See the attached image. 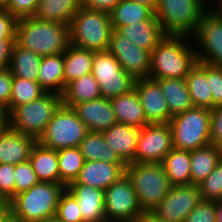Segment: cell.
Instances as JSON below:
<instances>
[{"mask_svg":"<svg viewBox=\"0 0 222 222\" xmlns=\"http://www.w3.org/2000/svg\"><path fill=\"white\" fill-rule=\"evenodd\" d=\"M15 43L41 57L62 54L70 45L69 25L41 21L33 16L20 18Z\"/></svg>","mask_w":222,"mask_h":222,"instance_id":"1","label":"cell"},{"mask_svg":"<svg viewBox=\"0 0 222 222\" xmlns=\"http://www.w3.org/2000/svg\"><path fill=\"white\" fill-rule=\"evenodd\" d=\"M189 36L165 35L150 52L149 78H185L196 65V50H192ZM187 39V41H185ZM192 48V49H191Z\"/></svg>","mask_w":222,"mask_h":222,"instance_id":"2","label":"cell"},{"mask_svg":"<svg viewBox=\"0 0 222 222\" xmlns=\"http://www.w3.org/2000/svg\"><path fill=\"white\" fill-rule=\"evenodd\" d=\"M206 2L209 0H158L154 15L165 35L192 37L209 10Z\"/></svg>","mask_w":222,"mask_h":222,"instance_id":"3","label":"cell"},{"mask_svg":"<svg viewBox=\"0 0 222 222\" xmlns=\"http://www.w3.org/2000/svg\"><path fill=\"white\" fill-rule=\"evenodd\" d=\"M113 26L110 13L81 7L69 25L70 44L87 50H108Z\"/></svg>","mask_w":222,"mask_h":222,"instance_id":"4","label":"cell"},{"mask_svg":"<svg viewBox=\"0 0 222 222\" xmlns=\"http://www.w3.org/2000/svg\"><path fill=\"white\" fill-rule=\"evenodd\" d=\"M63 184L38 182L11 199V210L24 222H42L54 218Z\"/></svg>","mask_w":222,"mask_h":222,"instance_id":"5","label":"cell"},{"mask_svg":"<svg viewBox=\"0 0 222 222\" xmlns=\"http://www.w3.org/2000/svg\"><path fill=\"white\" fill-rule=\"evenodd\" d=\"M125 174L133 185L143 212H151L172 187L161 163H129Z\"/></svg>","mask_w":222,"mask_h":222,"instance_id":"6","label":"cell"},{"mask_svg":"<svg viewBox=\"0 0 222 222\" xmlns=\"http://www.w3.org/2000/svg\"><path fill=\"white\" fill-rule=\"evenodd\" d=\"M61 105L62 95L46 92L38 99L14 108L8 114V127L38 140Z\"/></svg>","mask_w":222,"mask_h":222,"instance_id":"7","label":"cell"},{"mask_svg":"<svg viewBox=\"0 0 222 222\" xmlns=\"http://www.w3.org/2000/svg\"><path fill=\"white\" fill-rule=\"evenodd\" d=\"M173 147L193 151L211 144V110L193 107L170 119Z\"/></svg>","mask_w":222,"mask_h":222,"instance_id":"8","label":"cell"},{"mask_svg":"<svg viewBox=\"0 0 222 222\" xmlns=\"http://www.w3.org/2000/svg\"><path fill=\"white\" fill-rule=\"evenodd\" d=\"M88 132L87 126L76 112L61 105L37 141L54 150L78 147Z\"/></svg>","mask_w":222,"mask_h":222,"instance_id":"9","label":"cell"},{"mask_svg":"<svg viewBox=\"0 0 222 222\" xmlns=\"http://www.w3.org/2000/svg\"><path fill=\"white\" fill-rule=\"evenodd\" d=\"M212 4L213 7L203 15L192 36L197 41H192L200 46V49L196 48L197 61L222 67V5L215 2L214 7Z\"/></svg>","mask_w":222,"mask_h":222,"instance_id":"10","label":"cell"},{"mask_svg":"<svg viewBox=\"0 0 222 222\" xmlns=\"http://www.w3.org/2000/svg\"><path fill=\"white\" fill-rule=\"evenodd\" d=\"M92 75L98 82L102 98L111 99L134 89L135 81L108 51H94Z\"/></svg>","mask_w":222,"mask_h":222,"instance_id":"11","label":"cell"},{"mask_svg":"<svg viewBox=\"0 0 222 222\" xmlns=\"http://www.w3.org/2000/svg\"><path fill=\"white\" fill-rule=\"evenodd\" d=\"M104 192L106 221L134 222L143 213L133 185L126 174Z\"/></svg>","mask_w":222,"mask_h":222,"instance_id":"12","label":"cell"},{"mask_svg":"<svg viewBox=\"0 0 222 222\" xmlns=\"http://www.w3.org/2000/svg\"><path fill=\"white\" fill-rule=\"evenodd\" d=\"M173 148L169 123L148 124L140 128L134 163H161Z\"/></svg>","mask_w":222,"mask_h":222,"instance_id":"13","label":"cell"},{"mask_svg":"<svg viewBox=\"0 0 222 222\" xmlns=\"http://www.w3.org/2000/svg\"><path fill=\"white\" fill-rule=\"evenodd\" d=\"M201 200L198 185L172 186L151 212L165 222H184Z\"/></svg>","mask_w":222,"mask_h":222,"instance_id":"14","label":"cell"},{"mask_svg":"<svg viewBox=\"0 0 222 222\" xmlns=\"http://www.w3.org/2000/svg\"><path fill=\"white\" fill-rule=\"evenodd\" d=\"M108 51L134 79L149 77L150 52L133 44L115 29L111 34Z\"/></svg>","mask_w":222,"mask_h":222,"instance_id":"15","label":"cell"},{"mask_svg":"<svg viewBox=\"0 0 222 222\" xmlns=\"http://www.w3.org/2000/svg\"><path fill=\"white\" fill-rule=\"evenodd\" d=\"M149 124L169 123L170 113L159 83L152 78L137 79L135 86Z\"/></svg>","mask_w":222,"mask_h":222,"instance_id":"16","label":"cell"},{"mask_svg":"<svg viewBox=\"0 0 222 222\" xmlns=\"http://www.w3.org/2000/svg\"><path fill=\"white\" fill-rule=\"evenodd\" d=\"M125 168V163L85 161L76 180L69 184H84L105 191L125 175Z\"/></svg>","mask_w":222,"mask_h":222,"instance_id":"17","label":"cell"},{"mask_svg":"<svg viewBox=\"0 0 222 222\" xmlns=\"http://www.w3.org/2000/svg\"><path fill=\"white\" fill-rule=\"evenodd\" d=\"M72 109L90 132H103L117 123L111 100L100 98L75 104Z\"/></svg>","mask_w":222,"mask_h":222,"instance_id":"18","label":"cell"},{"mask_svg":"<svg viewBox=\"0 0 222 222\" xmlns=\"http://www.w3.org/2000/svg\"><path fill=\"white\" fill-rule=\"evenodd\" d=\"M65 188L76 198L83 222H106L104 190L84 184H68Z\"/></svg>","mask_w":222,"mask_h":222,"instance_id":"19","label":"cell"},{"mask_svg":"<svg viewBox=\"0 0 222 222\" xmlns=\"http://www.w3.org/2000/svg\"><path fill=\"white\" fill-rule=\"evenodd\" d=\"M36 142L34 137L7 127L0 132V164L17 165L28 161Z\"/></svg>","mask_w":222,"mask_h":222,"instance_id":"20","label":"cell"},{"mask_svg":"<svg viewBox=\"0 0 222 222\" xmlns=\"http://www.w3.org/2000/svg\"><path fill=\"white\" fill-rule=\"evenodd\" d=\"M139 133L140 128L118 122L102 132L109 147L126 165L134 163Z\"/></svg>","mask_w":222,"mask_h":222,"instance_id":"21","label":"cell"},{"mask_svg":"<svg viewBox=\"0 0 222 222\" xmlns=\"http://www.w3.org/2000/svg\"><path fill=\"white\" fill-rule=\"evenodd\" d=\"M117 31L133 44L149 52H151L165 36L157 20L138 21L131 25L120 26Z\"/></svg>","mask_w":222,"mask_h":222,"instance_id":"22","label":"cell"},{"mask_svg":"<svg viewBox=\"0 0 222 222\" xmlns=\"http://www.w3.org/2000/svg\"><path fill=\"white\" fill-rule=\"evenodd\" d=\"M110 100L118 123L138 128L149 124L135 88Z\"/></svg>","mask_w":222,"mask_h":222,"instance_id":"23","label":"cell"},{"mask_svg":"<svg viewBox=\"0 0 222 222\" xmlns=\"http://www.w3.org/2000/svg\"><path fill=\"white\" fill-rule=\"evenodd\" d=\"M29 161L39 182L60 184L57 150L37 141L32 147Z\"/></svg>","mask_w":222,"mask_h":222,"instance_id":"24","label":"cell"},{"mask_svg":"<svg viewBox=\"0 0 222 222\" xmlns=\"http://www.w3.org/2000/svg\"><path fill=\"white\" fill-rule=\"evenodd\" d=\"M155 80L159 83L163 91L170 113V119L194 107L185 78H164Z\"/></svg>","mask_w":222,"mask_h":222,"instance_id":"25","label":"cell"},{"mask_svg":"<svg viewBox=\"0 0 222 222\" xmlns=\"http://www.w3.org/2000/svg\"><path fill=\"white\" fill-rule=\"evenodd\" d=\"M81 8V0H39L35 19L70 25L73 16Z\"/></svg>","mask_w":222,"mask_h":222,"instance_id":"26","label":"cell"},{"mask_svg":"<svg viewBox=\"0 0 222 222\" xmlns=\"http://www.w3.org/2000/svg\"><path fill=\"white\" fill-rule=\"evenodd\" d=\"M38 82L46 92L63 94L65 90L63 53L42 57Z\"/></svg>","mask_w":222,"mask_h":222,"instance_id":"27","label":"cell"},{"mask_svg":"<svg viewBox=\"0 0 222 222\" xmlns=\"http://www.w3.org/2000/svg\"><path fill=\"white\" fill-rule=\"evenodd\" d=\"M194 107L213 109V97L207 80V64L197 61L185 77Z\"/></svg>","mask_w":222,"mask_h":222,"instance_id":"28","label":"cell"},{"mask_svg":"<svg viewBox=\"0 0 222 222\" xmlns=\"http://www.w3.org/2000/svg\"><path fill=\"white\" fill-rule=\"evenodd\" d=\"M101 97L99 84L92 73H89L66 85L62 94V105L72 108L77 103L97 100Z\"/></svg>","mask_w":222,"mask_h":222,"instance_id":"29","label":"cell"},{"mask_svg":"<svg viewBox=\"0 0 222 222\" xmlns=\"http://www.w3.org/2000/svg\"><path fill=\"white\" fill-rule=\"evenodd\" d=\"M221 160L222 151L213 144L190 151L191 184H200Z\"/></svg>","mask_w":222,"mask_h":222,"instance_id":"30","label":"cell"},{"mask_svg":"<svg viewBox=\"0 0 222 222\" xmlns=\"http://www.w3.org/2000/svg\"><path fill=\"white\" fill-rule=\"evenodd\" d=\"M42 57L14 43L11 51L9 70L12 77L38 82Z\"/></svg>","mask_w":222,"mask_h":222,"instance_id":"31","label":"cell"},{"mask_svg":"<svg viewBox=\"0 0 222 222\" xmlns=\"http://www.w3.org/2000/svg\"><path fill=\"white\" fill-rule=\"evenodd\" d=\"M65 87L71 81L92 73L94 51L69 45L63 53Z\"/></svg>","mask_w":222,"mask_h":222,"instance_id":"32","label":"cell"},{"mask_svg":"<svg viewBox=\"0 0 222 222\" xmlns=\"http://www.w3.org/2000/svg\"><path fill=\"white\" fill-rule=\"evenodd\" d=\"M161 165L172 186L191 185L190 151L173 148Z\"/></svg>","mask_w":222,"mask_h":222,"instance_id":"33","label":"cell"},{"mask_svg":"<svg viewBox=\"0 0 222 222\" xmlns=\"http://www.w3.org/2000/svg\"><path fill=\"white\" fill-rule=\"evenodd\" d=\"M113 29L120 26L131 25L138 21L157 20L154 12L147 6L132 0H121L110 12Z\"/></svg>","mask_w":222,"mask_h":222,"instance_id":"34","label":"cell"},{"mask_svg":"<svg viewBox=\"0 0 222 222\" xmlns=\"http://www.w3.org/2000/svg\"><path fill=\"white\" fill-rule=\"evenodd\" d=\"M85 161H103L107 163H124L116 152L109 147L102 132H88L78 146Z\"/></svg>","mask_w":222,"mask_h":222,"instance_id":"35","label":"cell"},{"mask_svg":"<svg viewBox=\"0 0 222 222\" xmlns=\"http://www.w3.org/2000/svg\"><path fill=\"white\" fill-rule=\"evenodd\" d=\"M60 184L65 187L76 180L85 159L78 147L57 150Z\"/></svg>","mask_w":222,"mask_h":222,"instance_id":"36","label":"cell"},{"mask_svg":"<svg viewBox=\"0 0 222 222\" xmlns=\"http://www.w3.org/2000/svg\"><path fill=\"white\" fill-rule=\"evenodd\" d=\"M46 91L39 82L12 77L11 98L8 105V114L17 106L32 102L44 95Z\"/></svg>","mask_w":222,"mask_h":222,"instance_id":"37","label":"cell"},{"mask_svg":"<svg viewBox=\"0 0 222 222\" xmlns=\"http://www.w3.org/2000/svg\"><path fill=\"white\" fill-rule=\"evenodd\" d=\"M202 200L222 201V160L214 170L198 184Z\"/></svg>","mask_w":222,"mask_h":222,"instance_id":"38","label":"cell"},{"mask_svg":"<svg viewBox=\"0 0 222 222\" xmlns=\"http://www.w3.org/2000/svg\"><path fill=\"white\" fill-rule=\"evenodd\" d=\"M55 217L60 222H83L78 202L66 188L60 194Z\"/></svg>","mask_w":222,"mask_h":222,"instance_id":"39","label":"cell"},{"mask_svg":"<svg viewBox=\"0 0 222 222\" xmlns=\"http://www.w3.org/2000/svg\"><path fill=\"white\" fill-rule=\"evenodd\" d=\"M14 176L15 195L30 189L33 185L39 182L29 160L15 165Z\"/></svg>","mask_w":222,"mask_h":222,"instance_id":"40","label":"cell"},{"mask_svg":"<svg viewBox=\"0 0 222 222\" xmlns=\"http://www.w3.org/2000/svg\"><path fill=\"white\" fill-rule=\"evenodd\" d=\"M217 202L201 200L184 222H217Z\"/></svg>","mask_w":222,"mask_h":222,"instance_id":"41","label":"cell"},{"mask_svg":"<svg viewBox=\"0 0 222 222\" xmlns=\"http://www.w3.org/2000/svg\"><path fill=\"white\" fill-rule=\"evenodd\" d=\"M15 165L0 164V196L11 200L15 196Z\"/></svg>","mask_w":222,"mask_h":222,"instance_id":"42","label":"cell"},{"mask_svg":"<svg viewBox=\"0 0 222 222\" xmlns=\"http://www.w3.org/2000/svg\"><path fill=\"white\" fill-rule=\"evenodd\" d=\"M207 80L213 97V108L222 105V67L207 65Z\"/></svg>","mask_w":222,"mask_h":222,"instance_id":"43","label":"cell"},{"mask_svg":"<svg viewBox=\"0 0 222 222\" xmlns=\"http://www.w3.org/2000/svg\"><path fill=\"white\" fill-rule=\"evenodd\" d=\"M39 0H9L4 8L17 19L34 15Z\"/></svg>","mask_w":222,"mask_h":222,"instance_id":"44","label":"cell"},{"mask_svg":"<svg viewBox=\"0 0 222 222\" xmlns=\"http://www.w3.org/2000/svg\"><path fill=\"white\" fill-rule=\"evenodd\" d=\"M211 144L222 151V105L211 110Z\"/></svg>","mask_w":222,"mask_h":222,"instance_id":"45","label":"cell"},{"mask_svg":"<svg viewBox=\"0 0 222 222\" xmlns=\"http://www.w3.org/2000/svg\"><path fill=\"white\" fill-rule=\"evenodd\" d=\"M17 21L15 16L0 7V39H15Z\"/></svg>","mask_w":222,"mask_h":222,"instance_id":"46","label":"cell"},{"mask_svg":"<svg viewBox=\"0 0 222 222\" xmlns=\"http://www.w3.org/2000/svg\"><path fill=\"white\" fill-rule=\"evenodd\" d=\"M12 74L9 69H0V106L8 113V105L11 98Z\"/></svg>","mask_w":222,"mask_h":222,"instance_id":"47","label":"cell"},{"mask_svg":"<svg viewBox=\"0 0 222 222\" xmlns=\"http://www.w3.org/2000/svg\"><path fill=\"white\" fill-rule=\"evenodd\" d=\"M121 0H81V7L110 13Z\"/></svg>","mask_w":222,"mask_h":222,"instance_id":"48","label":"cell"},{"mask_svg":"<svg viewBox=\"0 0 222 222\" xmlns=\"http://www.w3.org/2000/svg\"><path fill=\"white\" fill-rule=\"evenodd\" d=\"M15 39H0V69H9Z\"/></svg>","mask_w":222,"mask_h":222,"instance_id":"49","label":"cell"},{"mask_svg":"<svg viewBox=\"0 0 222 222\" xmlns=\"http://www.w3.org/2000/svg\"><path fill=\"white\" fill-rule=\"evenodd\" d=\"M10 210L11 200L0 196V222H2L3 218L7 215Z\"/></svg>","mask_w":222,"mask_h":222,"instance_id":"50","label":"cell"},{"mask_svg":"<svg viewBox=\"0 0 222 222\" xmlns=\"http://www.w3.org/2000/svg\"><path fill=\"white\" fill-rule=\"evenodd\" d=\"M134 222H165L153 212H143Z\"/></svg>","mask_w":222,"mask_h":222,"instance_id":"51","label":"cell"},{"mask_svg":"<svg viewBox=\"0 0 222 222\" xmlns=\"http://www.w3.org/2000/svg\"><path fill=\"white\" fill-rule=\"evenodd\" d=\"M8 127V113L7 110L0 106V132Z\"/></svg>","mask_w":222,"mask_h":222,"instance_id":"52","label":"cell"},{"mask_svg":"<svg viewBox=\"0 0 222 222\" xmlns=\"http://www.w3.org/2000/svg\"><path fill=\"white\" fill-rule=\"evenodd\" d=\"M2 222H24L17 214L10 210L3 218Z\"/></svg>","mask_w":222,"mask_h":222,"instance_id":"53","label":"cell"},{"mask_svg":"<svg viewBox=\"0 0 222 222\" xmlns=\"http://www.w3.org/2000/svg\"><path fill=\"white\" fill-rule=\"evenodd\" d=\"M132 1H135L136 3H139L141 5L147 6L154 12L157 6L158 0H132Z\"/></svg>","mask_w":222,"mask_h":222,"instance_id":"54","label":"cell"},{"mask_svg":"<svg viewBox=\"0 0 222 222\" xmlns=\"http://www.w3.org/2000/svg\"><path fill=\"white\" fill-rule=\"evenodd\" d=\"M216 221H217V222H222V201L217 202Z\"/></svg>","mask_w":222,"mask_h":222,"instance_id":"55","label":"cell"},{"mask_svg":"<svg viewBox=\"0 0 222 222\" xmlns=\"http://www.w3.org/2000/svg\"><path fill=\"white\" fill-rule=\"evenodd\" d=\"M42 222H60L56 217L43 220Z\"/></svg>","mask_w":222,"mask_h":222,"instance_id":"56","label":"cell"},{"mask_svg":"<svg viewBox=\"0 0 222 222\" xmlns=\"http://www.w3.org/2000/svg\"><path fill=\"white\" fill-rule=\"evenodd\" d=\"M9 0H0V7H4Z\"/></svg>","mask_w":222,"mask_h":222,"instance_id":"57","label":"cell"},{"mask_svg":"<svg viewBox=\"0 0 222 222\" xmlns=\"http://www.w3.org/2000/svg\"><path fill=\"white\" fill-rule=\"evenodd\" d=\"M216 2L218 3V5H222V0H217Z\"/></svg>","mask_w":222,"mask_h":222,"instance_id":"58","label":"cell"}]
</instances>
